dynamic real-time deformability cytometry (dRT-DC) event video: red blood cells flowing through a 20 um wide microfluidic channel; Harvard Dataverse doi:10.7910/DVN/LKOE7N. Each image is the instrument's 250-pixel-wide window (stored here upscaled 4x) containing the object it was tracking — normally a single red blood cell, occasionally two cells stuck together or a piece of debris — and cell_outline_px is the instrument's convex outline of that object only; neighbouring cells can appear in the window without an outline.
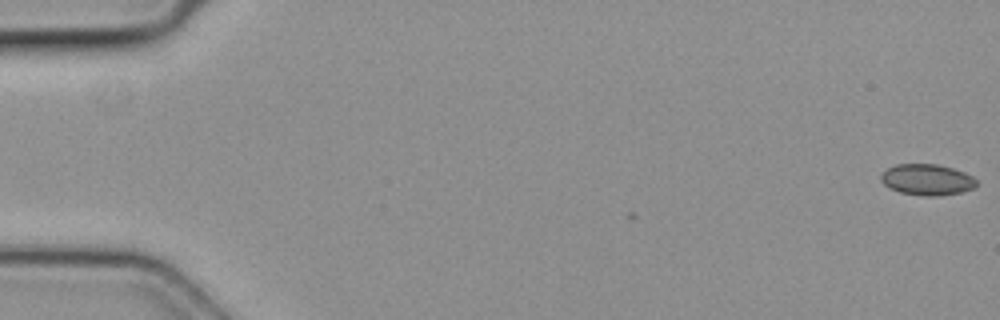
{"species": "common noctule bat (a hibernating species)", "species_latin": "Nyctalus noctula", "temperature_condition": "cold", "stored_images_in_passage": 2, "camera_frame_rate_fps": 3000, "um_per_image_px": 0.085, "animal": {"sex": "female", "body_mass_g": 19.3, "forearm_length_mm": 54.1}, "frame": {"image": 1, "passage_image": 1, "time_ms": 0.0, "image_size_px": [1000, 320], "cell_outline_px": [[976, 184], [972, 188], [960, 192], [940, 196], [924, 196], [900, 192], [888, 188], [880, 180], [880, 176], [888, 168], [896, 164], [936, 164], [952, 168], [964, 172], [972, 176], [976, 180]], "centroid_in_image_um": [78.77, 15.27], "position_along_channel_um": 6.2, "area_um2": 17.22}}